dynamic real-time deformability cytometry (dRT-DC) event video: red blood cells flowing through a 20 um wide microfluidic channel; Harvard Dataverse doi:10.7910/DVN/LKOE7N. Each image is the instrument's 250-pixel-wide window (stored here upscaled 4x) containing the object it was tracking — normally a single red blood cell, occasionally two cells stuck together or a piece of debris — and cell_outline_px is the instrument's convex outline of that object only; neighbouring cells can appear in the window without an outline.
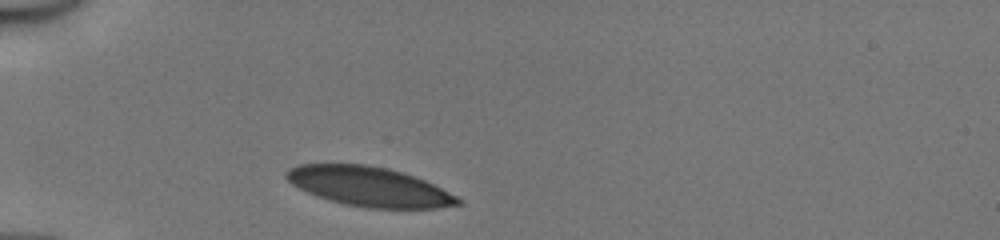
{"species": "human", "species_latin": "Homo sapiens", "temperature_condition": "cold", "stored_images_in_passage": 28, "camera_frame_rate_fps": 3000, "um_per_image_px": 0.085, "donor": {"sex": "male"}, "frame": {"image": 1, "passage_image": 1, "time_ms": 0.0, "image_size_px": [1000, 240], "cell_outline_px": [[460, 204], [436, 208], [368, 208], [344, 204], [328, 200], [316, 196], [292, 184], [284, 176], [284, 172], [288, 168], [296, 164], [364, 164], [388, 168], [424, 180], [456, 196], [460, 200]], "centroid_in_image_um": [31.3, 15.85], "position_along_channel_um": 53.7, "area_um2": 39.19}}
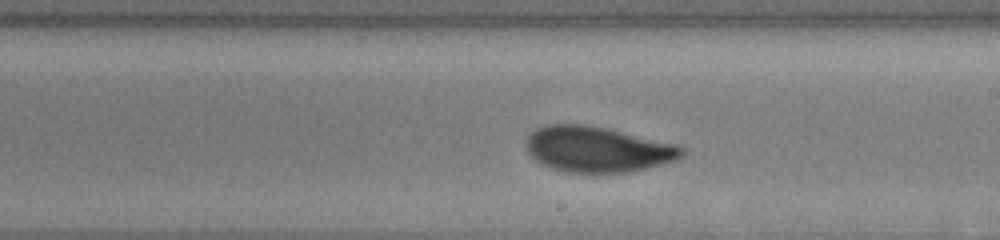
{"frame": {"image": 2, "passage_image": 16, "time_ms": 5.0, "image_size_px": [1000, 240], "cell_outline_px": [[684, 156], [676, 160], [648, 168], [628, 172], [568, 172], [552, 168], [540, 164], [524, 148], [524, 144], [528, 136], [536, 128], [544, 124], [580, 124], [604, 128], [676, 144], [684, 148]], "centroid_in_image_um": [50.75, 12.69], "position_along_channel_um": 238.2, "area_um2": 41.27}}
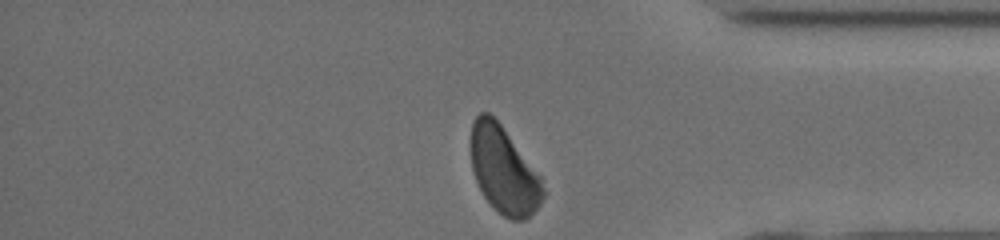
{"frame": {"image": 3, "passage_image": 28, "time_ms": 9.0, "image_size_px": [1000, 240], "cell_outline_px": [[544, 196], [540, 204], [524, 220], [512, 220], [504, 216], [484, 196], [472, 172], [472, 120], [480, 112], [488, 112], [500, 124], [540, 176], [544, 188]], "centroid_in_image_um": [42.82, 14.46], "position_along_channel_um": 392.4, "area_um2": 35.66}, "authors_computed_cell_mechanics": {"area_um2": 41.5871, "velocity_mm_per_s": 4.1304, "shape_relaxation_time_tau1_ms": 3.1509, "shape_relaxation_time_tau2_ms": null, "deformation_change_tau1": 0.1251, "deformation_change_tau2": null}}